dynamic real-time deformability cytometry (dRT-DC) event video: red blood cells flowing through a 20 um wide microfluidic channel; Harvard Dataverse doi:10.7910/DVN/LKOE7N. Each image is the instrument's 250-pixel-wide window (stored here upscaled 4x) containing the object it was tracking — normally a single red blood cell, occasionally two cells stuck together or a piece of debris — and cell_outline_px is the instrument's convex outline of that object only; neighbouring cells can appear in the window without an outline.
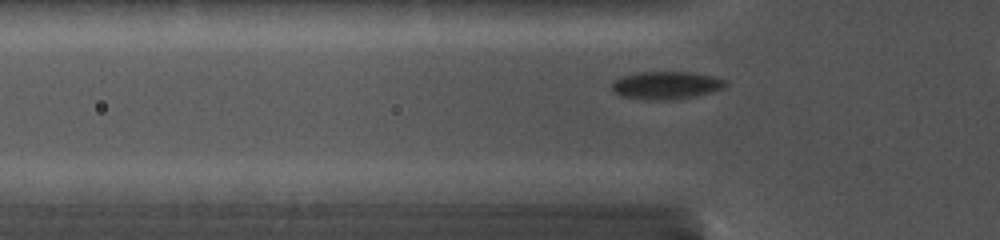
{"species": "common noctule bat (a hibernating species)", "species_latin": "Nyctalus noctula", "temperature_condition": "cold", "stored_images_in_passage": 28, "camera_frame_rate_fps": 5000, "um_per_image_px": 0.085, "animal": {"sex": "female", "body_mass_g": 19.0, "forearm_length_mm": 56.7}, "frame": {"image": 1, "passage_image": 2, "time_ms": 0.2, "image_size_px": [1000, 240], "cell_outline_px": [[728, 84], [724, 88], [712, 92], [672, 100], [648, 100], [620, 96], [612, 88], [612, 80], [620, 76], [636, 72], [692, 72], [712, 76], [728, 80]], "centroid_in_image_um": [56.62, 7.24], "position_along_channel_um": 69.2, "area_um2": 18.61}}
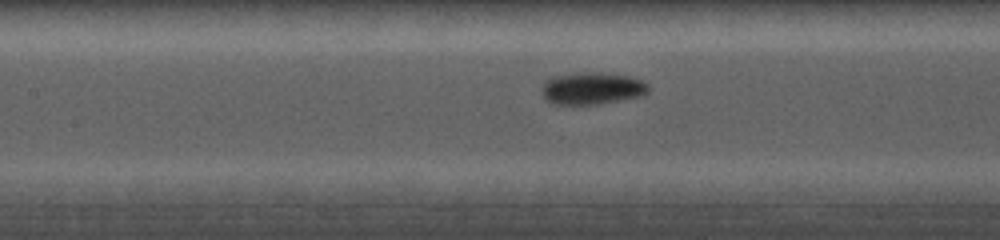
{"frame": {"image": 2, "passage_image": 13, "time_ms": 2.4, "image_size_px": [1000, 240], "cell_outline_px": [[648, 92], [640, 96], [600, 104], [548, 104], [544, 100], [544, 80], [552, 76], [580, 72], [600, 72], [628, 76], [640, 80], [648, 84]], "centroid_in_image_um": [50.29, 7.51], "position_along_channel_um": 157.1, "area_um2": 20.0}}
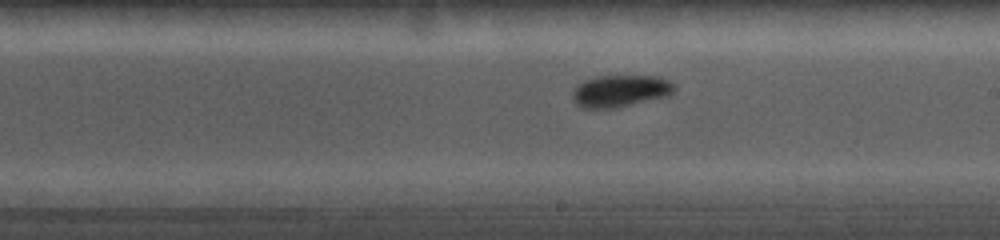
{"frame": {"image": 3, "passage_image": 23, "time_ms": 4.4, "image_size_px": [1000, 240], "cell_outline_px": [[676, 88], [668, 96], [616, 108], [584, 108], [576, 104], [572, 100], [572, 92], [584, 80], [596, 76], [660, 76], [672, 84]], "centroid_in_image_um": [52.71, 7.74], "position_along_channel_um": 236.3, "area_um2": 18.9}}